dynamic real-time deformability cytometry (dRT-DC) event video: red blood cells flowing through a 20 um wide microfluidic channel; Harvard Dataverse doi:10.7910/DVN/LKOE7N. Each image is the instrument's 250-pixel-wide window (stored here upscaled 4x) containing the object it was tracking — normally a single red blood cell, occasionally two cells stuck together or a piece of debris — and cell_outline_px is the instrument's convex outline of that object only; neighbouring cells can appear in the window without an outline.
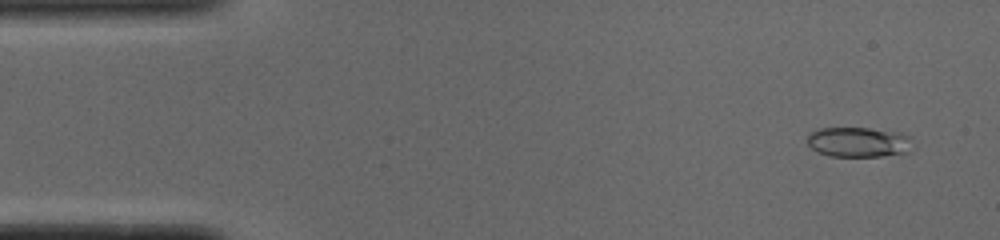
{"species": "common noctule bat (a hibernating species)", "species_latin": "Nyctalus noctula", "temperature_condition": "cold", "stored_images_in_passage": 51, "camera_frame_rate_fps": 3000, "um_per_image_px": 0.085, "animal": {"sex": "male", "body_mass_g": 19.0, "forearm_length_mm": 50.8}, "frame": {"image": 1, "passage_image": 3, "time_ms": 0.667, "image_size_px": [1000, 240], "cell_outline_px": [[912, 136], [908, 152], [880, 156], [832, 156], [820, 152], [812, 148], [808, 144], [808, 136], [812, 132], [820, 128], [868, 128], [896, 132]], "centroid_in_image_um": [72.98, 12.07], "position_along_channel_um": 12.0, "area_um2": 18.09}}
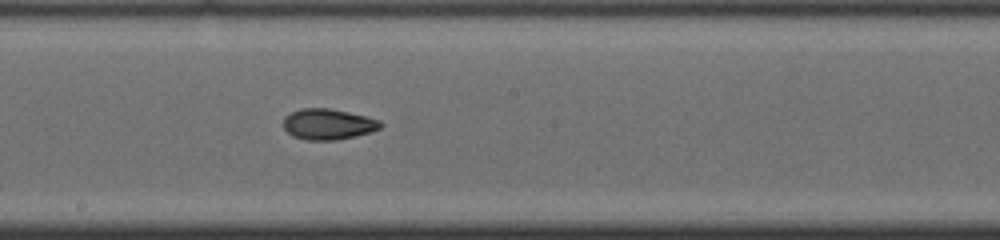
{"frame": {"image": 2, "passage_image": 27, "time_ms": 8.667, "image_size_px": [1000, 240], "cell_outline_px": [[384, 124], [380, 128], [368, 132], [336, 140], [308, 140], [292, 136], [284, 128], [284, 116], [300, 108], [328, 108], [348, 112], [380, 120]], "centroid_in_image_um": [27.86, 10.55], "position_along_channel_um": 220.3, "area_um2": 17.22}}
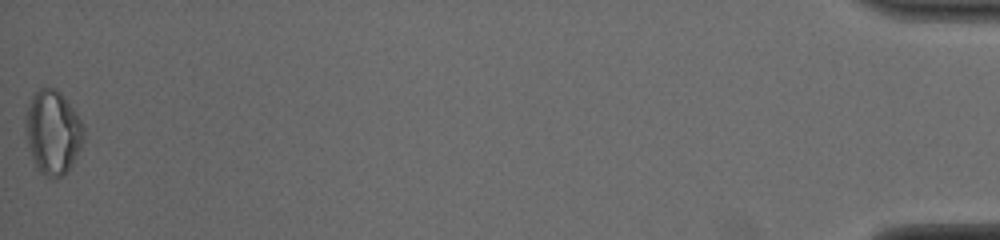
{"frame": {"image": 3, "passage_image": 51, "time_ms": 16.667, "image_size_px": [1000, 240], "cell_outline_px": [[84, 136], [80, 148], [68, 168], [56, 180], [52, 180], [40, 172], [36, 168], [28, 144], [24, 128], [24, 120], [32, 96], [40, 88], [56, 88], [64, 96], [80, 120], [84, 128]], "centroid_in_image_um": [4.46, 11.24], "position_along_channel_um": 430.7, "area_um2": 28.09}, "authors_computed_cell_mechanics": {"area_um2": 17.6868, "velocity_mm_per_s": 3.8978, "shape_relaxation_time_tau1_ms": 3.1043, "shape_relaxation_time_tau2_ms": 2.9559, "deformation_change_tau1": 0.1384, "deformation_change_tau2": 0.083}}